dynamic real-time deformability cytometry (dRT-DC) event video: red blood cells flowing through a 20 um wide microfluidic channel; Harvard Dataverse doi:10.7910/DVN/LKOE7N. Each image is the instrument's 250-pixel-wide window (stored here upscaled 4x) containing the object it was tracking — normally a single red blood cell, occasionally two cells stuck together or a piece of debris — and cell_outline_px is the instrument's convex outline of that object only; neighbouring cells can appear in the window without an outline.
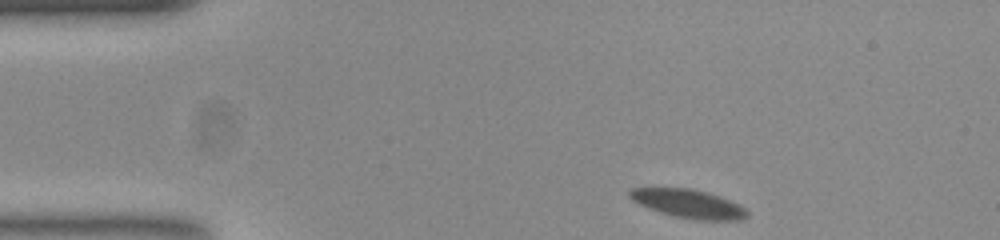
{"species": "common noctule bat (a hibernating species)", "species_latin": "Nyctalus noctula", "temperature_condition": "room temperature", "stored_images_in_passage": 48, "camera_frame_rate_fps": 3000, "um_per_image_px": 0.085, "animal": {"sex": "female", "body_mass_g": 23.0, "forearm_length_mm": 53.4}, "frame": {"image": 1, "passage_image": 1, "time_ms": 0.0, "image_size_px": [1000, 240], "cell_outline_px": [[744, 216], [720, 220], [716, 220], [680, 216], [664, 212], [652, 208], [636, 200], [628, 192], [636, 188], [684, 188], [704, 192], [716, 196], [736, 204], [744, 212]], "centroid_in_image_um": [58.43, 17.27], "position_along_channel_um": 26.6, "area_um2": 17.34}}
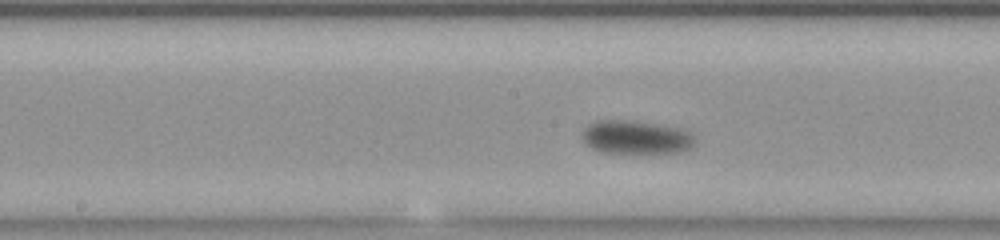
{"frame": {"image": 2, "passage_image": 20, "time_ms": 6.333, "image_size_px": [1000, 240], "cell_outline_px": [[692, 144], [688, 148], [676, 152], [604, 152], [588, 144], [584, 140], [584, 132], [592, 124], [604, 120], [612, 120], [652, 124], [668, 128], [680, 132], [688, 136], [692, 140]], "centroid_in_image_um": [53.96, 11.7], "position_along_channel_um": 194.2, "area_um2": 19.77}}
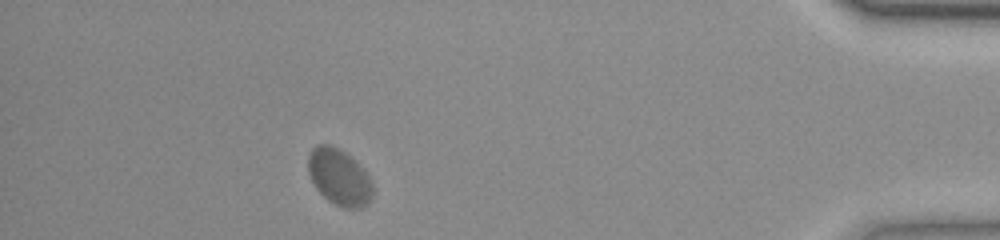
{"frame": {"image": 3, "passage_image": 42, "time_ms": 13.667, "image_size_px": [1000, 240], "cell_outline_px": [[372, 192], [368, 200], [360, 208], [344, 208], [328, 200], [316, 188], [308, 172], [308, 156], [312, 148], [316, 144], [328, 144], [340, 148], [364, 172], [372, 188]], "centroid_in_image_um": [28.75, 15.03], "position_along_channel_um": 406.4, "area_um2": 20.4}}